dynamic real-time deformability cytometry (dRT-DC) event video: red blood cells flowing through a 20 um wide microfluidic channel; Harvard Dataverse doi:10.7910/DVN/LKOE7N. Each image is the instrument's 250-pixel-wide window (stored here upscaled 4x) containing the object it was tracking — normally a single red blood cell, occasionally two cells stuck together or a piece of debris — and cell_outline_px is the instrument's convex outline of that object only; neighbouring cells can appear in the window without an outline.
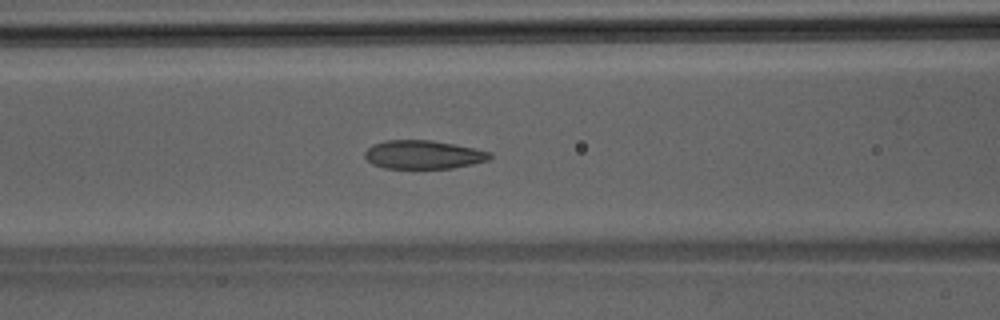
{"species": "Egyptian fruit bat (a non-hibernating species)", "species_latin": "Rousettus aegyptiacus", "temperature_condition": "room temperature", "stored_images_in_passage": 47, "camera_frame_rate_fps": 3000, "um_per_image_px": 0.085, "animal": {"sex": "male"}, "frame": {"image": 1, "passage_image": 20, "time_ms": 6.333, "image_size_px": [1000, 320], "cell_outline_px": [[492, 156], [488, 160], [472, 164], [452, 168], [384, 168], [372, 164], [364, 156], [364, 152], [372, 144], [384, 140], [432, 140], [492, 152]], "centroid_in_image_um": [35.95, 13.14], "position_along_channel_um": 130.7, "area_um2": 20.75}}
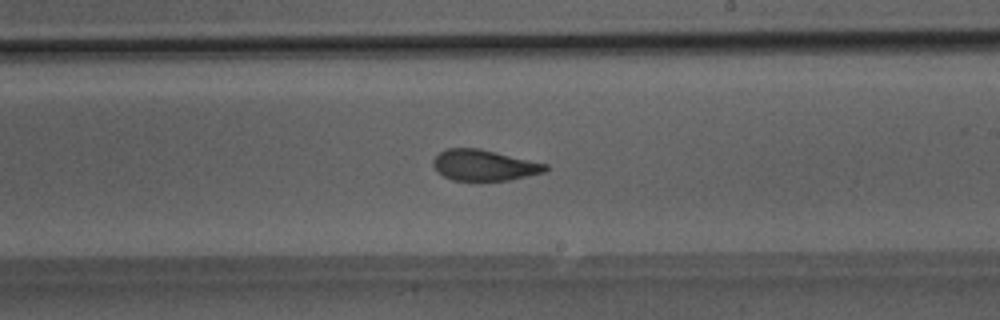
{"frame": {"image": 2, "passage_image": 28, "time_ms": 9.0, "image_size_px": [1000, 320], "cell_outline_px": [[548, 168], [544, 172], [512, 180], [452, 180], [436, 172], [432, 164], [432, 160], [440, 152], [448, 148], [480, 148], [548, 164]], "centroid_in_image_um": [41.14, 14.04], "position_along_channel_um": 247.9, "area_um2": 20.29}}
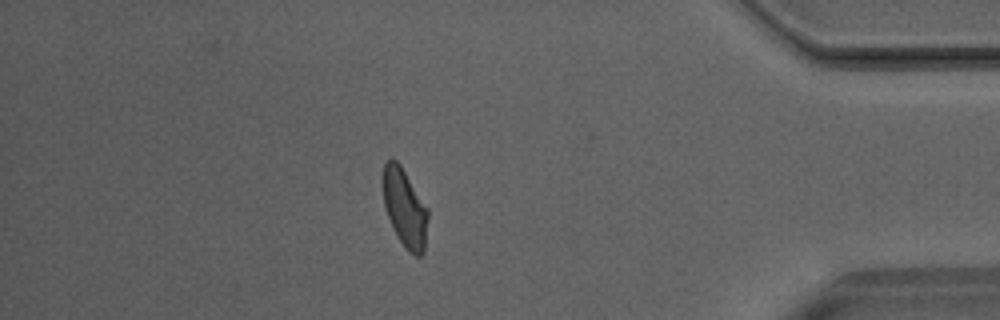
{"frame": {"image": 3, "passage_image": 41, "time_ms": 13.333, "image_size_px": [1000, 320], "cell_outline_px": [[428, 216], [424, 252], [420, 256], [416, 256], [408, 252], [404, 248], [392, 228], [384, 204], [380, 184], [380, 180], [384, 164], [392, 156], [400, 164], [428, 208]], "centroid_in_image_um": [34.37, 17.64], "position_along_channel_um": 400.8, "area_um2": 21.04}}